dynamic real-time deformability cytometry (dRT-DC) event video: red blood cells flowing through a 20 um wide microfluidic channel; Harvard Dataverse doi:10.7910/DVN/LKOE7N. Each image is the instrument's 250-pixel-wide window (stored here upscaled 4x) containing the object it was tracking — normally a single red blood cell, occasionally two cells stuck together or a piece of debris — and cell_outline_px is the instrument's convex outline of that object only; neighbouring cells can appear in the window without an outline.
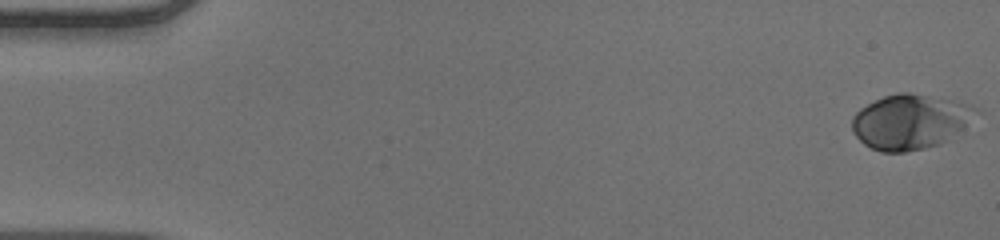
{"species": "human", "species_latin": "Homo sapiens", "temperature_condition": "warm", "stored_images_in_passage": 53, "camera_frame_rate_fps": 3000, "um_per_image_px": 0.085, "donor": {"sex": "male"}, "frame": {"image": 1, "passage_image": 1, "time_ms": 0.0, "image_size_px": [1000, 240], "cell_outline_px": [[984, 112], [948, 140], [940, 144], [924, 148], [904, 152], [880, 152], [864, 144], [852, 132], [852, 116], [860, 108], [884, 96], [896, 92], [908, 92], [952, 100], [972, 104]], "centroid_in_image_um": [77.42, 10.33], "position_along_channel_um": 7.6, "area_um2": 40.06}}
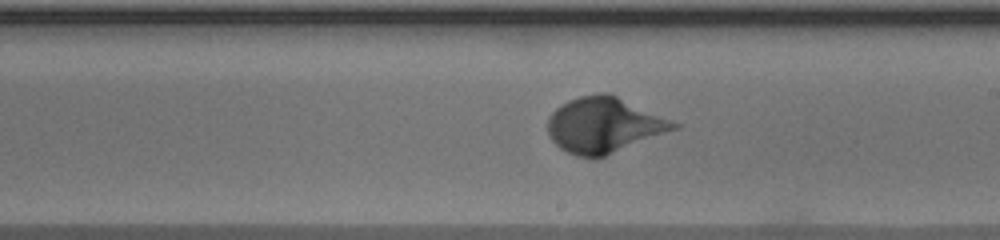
{"frame": {"image": 2, "passage_image": 31, "time_ms": 10.0, "image_size_px": [1000, 240], "cell_outline_px": [[680, 128], [596, 160], [592, 160], [576, 156], [560, 148], [552, 140], [548, 132], [548, 116], [560, 104], [568, 100], [580, 96], [600, 92], [608, 92], [680, 124]], "centroid_in_image_um": [51.33, 10.66], "position_along_channel_um": 237.7, "area_um2": 41.1}}
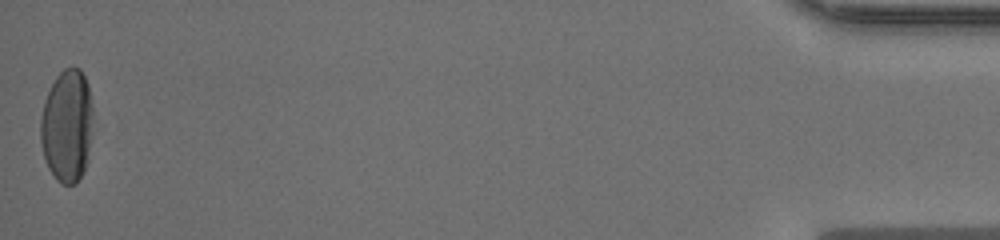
{"frame": {"image": 3, "passage_image": 53, "time_ms": 17.333, "image_size_px": [1000, 240], "cell_outline_px": [[92, 120], [88, 160], [76, 184], [60, 184], [56, 180], [48, 168], [44, 156], [40, 140], [40, 120], [44, 100], [56, 76], [64, 68], [80, 68], [88, 84], [92, 104]], "centroid_in_image_um": [5.69, 10.7], "position_along_channel_um": 429.5, "area_um2": 34.56}}